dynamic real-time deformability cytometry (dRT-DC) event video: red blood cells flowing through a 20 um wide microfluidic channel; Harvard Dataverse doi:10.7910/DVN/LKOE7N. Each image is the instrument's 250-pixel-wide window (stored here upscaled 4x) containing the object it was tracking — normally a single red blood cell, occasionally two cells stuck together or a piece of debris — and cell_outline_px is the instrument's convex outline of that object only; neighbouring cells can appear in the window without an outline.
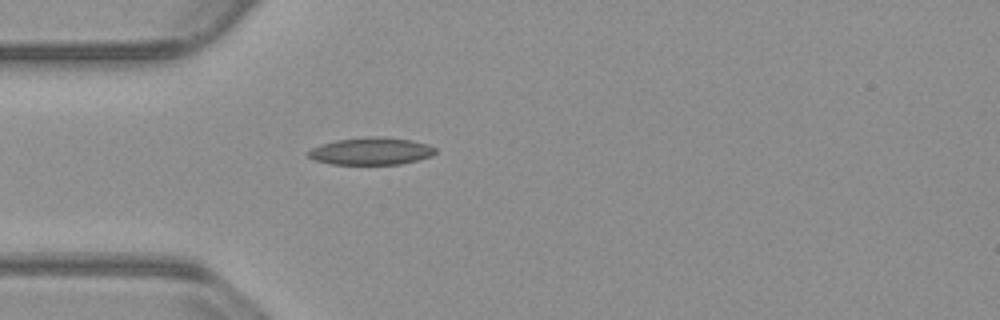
{"species": "common noctule bat (a hibernating species)", "species_latin": "Nyctalus noctula", "temperature_condition": "warm", "stored_images_in_passage": 7, "camera_frame_rate_fps": 3000, "um_per_image_px": 0.085, "animal": {"sex": "male", "body_mass_g": 23.1, "forearm_length_mm": 52.7}, "frame": {"image": 1, "passage_image": 1, "time_ms": 0.0, "image_size_px": [1000, 320], "cell_outline_px": [[436, 152], [432, 156], [400, 164], [332, 164], [312, 160], [304, 152], [312, 148], [336, 140], [372, 136], [380, 136], [412, 140], [428, 144], [436, 148]], "centroid_in_image_um": [31.54, 12.85], "position_along_channel_um": 53.5, "area_um2": 20.29}}
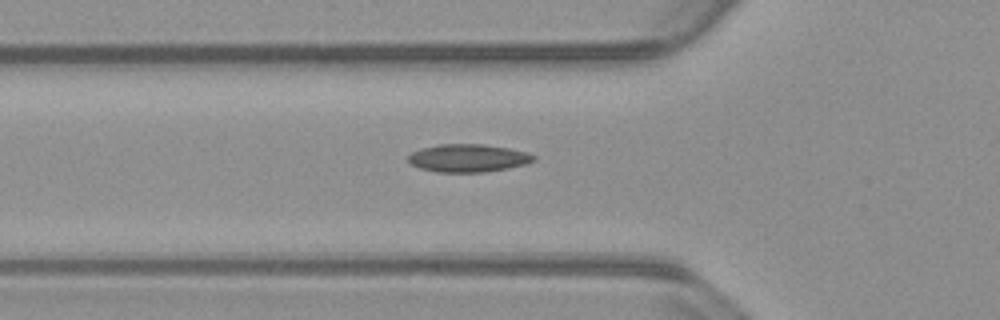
{"frame": {"image": 2, "passage_image": 4, "time_ms": 1.0, "image_size_px": [1000, 320], "cell_outline_px": [[536, 160], [524, 164], [508, 168], [484, 172], [436, 172], [420, 168], [412, 164], [408, 160], [408, 156], [412, 152], [420, 148], [440, 144], [484, 144], [508, 148], [528, 152], [536, 156]], "centroid_in_image_um": [39.8, 13.43], "position_along_channel_um": 86.0, "area_um2": 20.4}}